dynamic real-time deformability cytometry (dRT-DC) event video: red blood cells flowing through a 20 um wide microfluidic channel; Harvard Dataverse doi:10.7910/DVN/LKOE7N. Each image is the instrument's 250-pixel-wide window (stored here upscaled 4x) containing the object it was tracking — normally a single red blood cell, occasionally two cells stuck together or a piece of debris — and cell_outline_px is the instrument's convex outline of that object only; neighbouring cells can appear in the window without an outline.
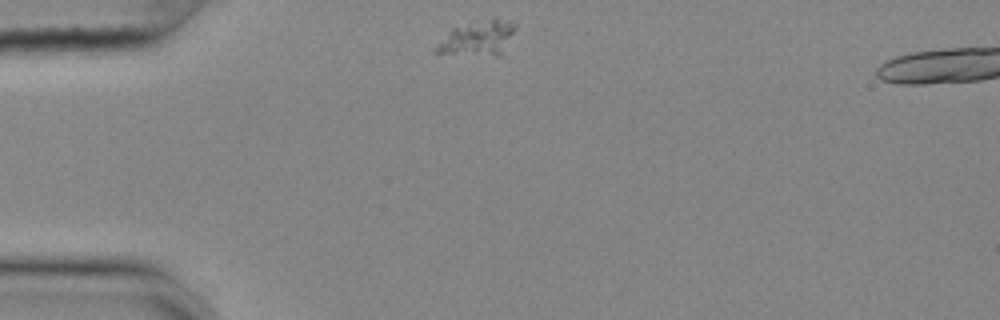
{"species": "common noctule bat (a hibernating species)", "species_latin": "Nyctalus noctula", "temperature_condition": "cold", "stored_images_in_passage": 28, "camera_frame_rate_fps": 3000, "um_per_image_px": 0.085, "animal": {"sex": "female", "body_mass_g": 25.1}, "frame": {"image": 1, "passage_image": 1, "time_ms": 0.0, "image_size_px": [1000, 320], "cell_outline_px": [[516, 28], [500, 56], [496, 56], [432, 52], [432, 48], [452, 28], [472, 20], [496, 16], [512, 20], [516, 24]], "centroid_in_image_um": [40.62, 3.18], "position_along_channel_um": 44.4, "area_um2": 16.65}}
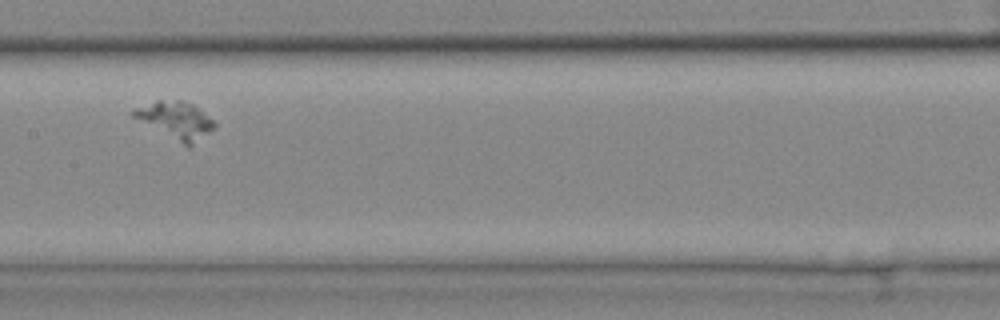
{"frame": {"image": 2, "passage_image": 16, "time_ms": 5.0, "image_size_px": [1000, 320], "cell_outline_px": [[216, 124], [208, 132], [188, 148], [132, 116], [132, 108], [156, 100], [184, 100], [192, 104], [212, 120]], "centroid_in_image_um": [14.88, 10.2], "position_along_channel_um": 192.5, "area_um2": 17.17}}
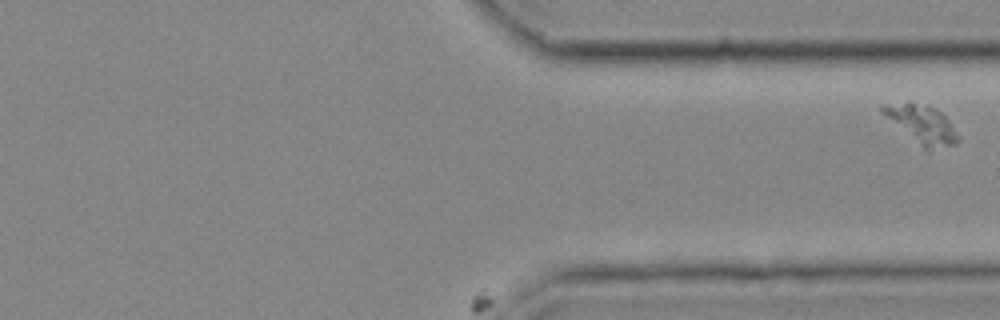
{"frame": {"image": 3, "passage_image": 28, "time_ms": 9.0, "image_size_px": [1000, 320], "cell_outline_px": [[960, 140], [956, 144], [928, 152], [880, 112], [880, 104], [912, 104], [936, 108], [944, 116], [960, 136]], "centroid_in_image_um": [78.39, 10.63], "position_along_channel_um": 333.0, "area_um2": 16.36}}